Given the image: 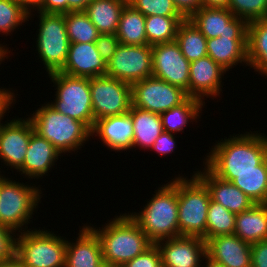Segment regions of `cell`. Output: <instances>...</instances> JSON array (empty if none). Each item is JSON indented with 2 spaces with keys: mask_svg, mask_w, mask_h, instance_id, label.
<instances>
[{
  "mask_svg": "<svg viewBox=\"0 0 267 267\" xmlns=\"http://www.w3.org/2000/svg\"><path fill=\"white\" fill-rule=\"evenodd\" d=\"M204 260H206V266H203L202 267H226L224 266L223 264L221 263H218V262H215L214 260L210 259L207 255L205 256Z\"/></svg>",
  "mask_w": 267,
  "mask_h": 267,
  "instance_id": "obj_51",
  "label": "cell"
},
{
  "mask_svg": "<svg viewBox=\"0 0 267 267\" xmlns=\"http://www.w3.org/2000/svg\"><path fill=\"white\" fill-rule=\"evenodd\" d=\"M129 113L134 126L133 147L149 149L163 132L160 114L131 105Z\"/></svg>",
  "mask_w": 267,
  "mask_h": 267,
  "instance_id": "obj_28",
  "label": "cell"
},
{
  "mask_svg": "<svg viewBox=\"0 0 267 267\" xmlns=\"http://www.w3.org/2000/svg\"><path fill=\"white\" fill-rule=\"evenodd\" d=\"M6 45H1L0 44V64L2 63V61L7 58V55L10 54V50H8V48L6 47ZM7 54V55H6Z\"/></svg>",
  "mask_w": 267,
  "mask_h": 267,
  "instance_id": "obj_52",
  "label": "cell"
},
{
  "mask_svg": "<svg viewBox=\"0 0 267 267\" xmlns=\"http://www.w3.org/2000/svg\"><path fill=\"white\" fill-rule=\"evenodd\" d=\"M178 224L180 236H196L206 242L207 213L210 193L194 174L190 179L177 177Z\"/></svg>",
  "mask_w": 267,
  "mask_h": 267,
  "instance_id": "obj_5",
  "label": "cell"
},
{
  "mask_svg": "<svg viewBox=\"0 0 267 267\" xmlns=\"http://www.w3.org/2000/svg\"><path fill=\"white\" fill-rule=\"evenodd\" d=\"M152 46L119 44L107 63L106 76L132 85L152 76Z\"/></svg>",
  "mask_w": 267,
  "mask_h": 267,
  "instance_id": "obj_12",
  "label": "cell"
},
{
  "mask_svg": "<svg viewBox=\"0 0 267 267\" xmlns=\"http://www.w3.org/2000/svg\"><path fill=\"white\" fill-rule=\"evenodd\" d=\"M39 14L36 50L49 74L60 72L68 56L70 41L66 31L65 14Z\"/></svg>",
  "mask_w": 267,
  "mask_h": 267,
  "instance_id": "obj_9",
  "label": "cell"
},
{
  "mask_svg": "<svg viewBox=\"0 0 267 267\" xmlns=\"http://www.w3.org/2000/svg\"><path fill=\"white\" fill-rule=\"evenodd\" d=\"M128 4L145 17L153 15L182 16L172 0H128Z\"/></svg>",
  "mask_w": 267,
  "mask_h": 267,
  "instance_id": "obj_38",
  "label": "cell"
},
{
  "mask_svg": "<svg viewBox=\"0 0 267 267\" xmlns=\"http://www.w3.org/2000/svg\"><path fill=\"white\" fill-rule=\"evenodd\" d=\"M207 55L227 72L238 63H246L247 36H219L207 39Z\"/></svg>",
  "mask_w": 267,
  "mask_h": 267,
  "instance_id": "obj_24",
  "label": "cell"
},
{
  "mask_svg": "<svg viewBox=\"0 0 267 267\" xmlns=\"http://www.w3.org/2000/svg\"><path fill=\"white\" fill-rule=\"evenodd\" d=\"M255 203H264L267 199V172L234 173L231 181Z\"/></svg>",
  "mask_w": 267,
  "mask_h": 267,
  "instance_id": "obj_35",
  "label": "cell"
},
{
  "mask_svg": "<svg viewBox=\"0 0 267 267\" xmlns=\"http://www.w3.org/2000/svg\"><path fill=\"white\" fill-rule=\"evenodd\" d=\"M162 256V267H202L206 242L196 236H177L156 243ZM201 259V260H200Z\"/></svg>",
  "mask_w": 267,
  "mask_h": 267,
  "instance_id": "obj_15",
  "label": "cell"
},
{
  "mask_svg": "<svg viewBox=\"0 0 267 267\" xmlns=\"http://www.w3.org/2000/svg\"><path fill=\"white\" fill-rule=\"evenodd\" d=\"M96 133V134H95ZM98 136L103 144L113 151L133 148L134 126L129 112L108 116L95 121L91 137Z\"/></svg>",
  "mask_w": 267,
  "mask_h": 267,
  "instance_id": "obj_20",
  "label": "cell"
},
{
  "mask_svg": "<svg viewBox=\"0 0 267 267\" xmlns=\"http://www.w3.org/2000/svg\"><path fill=\"white\" fill-rule=\"evenodd\" d=\"M94 123L96 120L129 112L131 85L108 76L90 78Z\"/></svg>",
  "mask_w": 267,
  "mask_h": 267,
  "instance_id": "obj_10",
  "label": "cell"
},
{
  "mask_svg": "<svg viewBox=\"0 0 267 267\" xmlns=\"http://www.w3.org/2000/svg\"><path fill=\"white\" fill-rule=\"evenodd\" d=\"M31 16V10L32 12H34L33 10L36 11V9L38 10L41 6H42V1L43 0H16Z\"/></svg>",
  "mask_w": 267,
  "mask_h": 267,
  "instance_id": "obj_48",
  "label": "cell"
},
{
  "mask_svg": "<svg viewBox=\"0 0 267 267\" xmlns=\"http://www.w3.org/2000/svg\"><path fill=\"white\" fill-rule=\"evenodd\" d=\"M172 180L155 190L141 212L129 214L153 244L180 236L177 178Z\"/></svg>",
  "mask_w": 267,
  "mask_h": 267,
  "instance_id": "obj_2",
  "label": "cell"
},
{
  "mask_svg": "<svg viewBox=\"0 0 267 267\" xmlns=\"http://www.w3.org/2000/svg\"><path fill=\"white\" fill-rule=\"evenodd\" d=\"M184 19L183 16L153 15L145 17L148 45L176 41L178 27Z\"/></svg>",
  "mask_w": 267,
  "mask_h": 267,
  "instance_id": "obj_32",
  "label": "cell"
},
{
  "mask_svg": "<svg viewBox=\"0 0 267 267\" xmlns=\"http://www.w3.org/2000/svg\"><path fill=\"white\" fill-rule=\"evenodd\" d=\"M116 36L123 45H148L145 16L127 3L121 12Z\"/></svg>",
  "mask_w": 267,
  "mask_h": 267,
  "instance_id": "obj_29",
  "label": "cell"
},
{
  "mask_svg": "<svg viewBox=\"0 0 267 267\" xmlns=\"http://www.w3.org/2000/svg\"><path fill=\"white\" fill-rule=\"evenodd\" d=\"M44 13H68V0H43L42 6L37 10Z\"/></svg>",
  "mask_w": 267,
  "mask_h": 267,
  "instance_id": "obj_45",
  "label": "cell"
},
{
  "mask_svg": "<svg viewBox=\"0 0 267 267\" xmlns=\"http://www.w3.org/2000/svg\"><path fill=\"white\" fill-rule=\"evenodd\" d=\"M226 70L216 63L208 55L190 63L189 89L186 91L188 97L204 101V96L209 98L220 95L223 87L222 76Z\"/></svg>",
  "mask_w": 267,
  "mask_h": 267,
  "instance_id": "obj_17",
  "label": "cell"
},
{
  "mask_svg": "<svg viewBox=\"0 0 267 267\" xmlns=\"http://www.w3.org/2000/svg\"><path fill=\"white\" fill-rule=\"evenodd\" d=\"M91 228L100 239L105 264L124 265L153 244L129 213L115 216L102 229Z\"/></svg>",
  "mask_w": 267,
  "mask_h": 267,
  "instance_id": "obj_3",
  "label": "cell"
},
{
  "mask_svg": "<svg viewBox=\"0 0 267 267\" xmlns=\"http://www.w3.org/2000/svg\"><path fill=\"white\" fill-rule=\"evenodd\" d=\"M213 146L203 165L223 180L231 182L234 173L267 172V136L262 133L225 137Z\"/></svg>",
  "mask_w": 267,
  "mask_h": 267,
  "instance_id": "obj_1",
  "label": "cell"
},
{
  "mask_svg": "<svg viewBox=\"0 0 267 267\" xmlns=\"http://www.w3.org/2000/svg\"><path fill=\"white\" fill-rule=\"evenodd\" d=\"M236 214L210 199L207 213L206 241L219 235L233 234Z\"/></svg>",
  "mask_w": 267,
  "mask_h": 267,
  "instance_id": "obj_34",
  "label": "cell"
},
{
  "mask_svg": "<svg viewBox=\"0 0 267 267\" xmlns=\"http://www.w3.org/2000/svg\"><path fill=\"white\" fill-rule=\"evenodd\" d=\"M230 0H201L202 7L206 8H227Z\"/></svg>",
  "mask_w": 267,
  "mask_h": 267,
  "instance_id": "obj_49",
  "label": "cell"
},
{
  "mask_svg": "<svg viewBox=\"0 0 267 267\" xmlns=\"http://www.w3.org/2000/svg\"><path fill=\"white\" fill-rule=\"evenodd\" d=\"M203 169L204 172L196 171L194 174L206 185L212 201L221 204L236 215L250 209L255 204L232 182L215 176L206 166Z\"/></svg>",
  "mask_w": 267,
  "mask_h": 267,
  "instance_id": "obj_19",
  "label": "cell"
},
{
  "mask_svg": "<svg viewBox=\"0 0 267 267\" xmlns=\"http://www.w3.org/2000/svg\"><path fill=\"white\" fill-rule=\"evenodd\" d=\"M175 8L185 18L189 19L201 7V0H172Z\"/></svg>",
  "mask_w": 267,
  "mask_h": 267,
  "instance_id": "obj_44",
  "label": "cell"
},
{
  "mask_svg": "<svg viewBox=\"0 0 267 267\" xmlns=\"http://www.w3.org/2000/svg\"><path fill=\"white\" fill-rule=\"evenodd\" d=\"M248 66L267 77V16L247 25Z\"/></svg>",
  "mask_w": 267,
  "mask_h": 267,
  "instance_id": "obj_27",
  "label": "cell"
},
{
  "mask_svg": "<svg viewBox=\"0 0 267 267\" xmlns=\"http://www.w3.org/2000/svg\"><path fill=\"white\" fill-rule=\"evenodd\" d=\"M132 106L161 114L183 103L188 95L182 88L154 76L131 85Z\"/></svg>",
  "mask_w": 267,
  "mask_h": 267,
  "instance_id": "obj_11",
  "label": "cell"
},
{
  "mask_svg": "<svg viewBox=\"0 0 267 267\" xmlns=\"http://www.w3.org/2000/svg\"><path fill=\"white\" fill-rule=\"evenodd\" d=\"M16 231L0 224V262L16 256ZM15 234V235H14ZM15 236V237H14Z\"/></svg>",
  "mask_w": 267,
  "mask_h": 267,
  "instance_id": "obj_40",
  "label": "cell"
},
{
  "mask_svg": "<svg viewBox=\"0 0 267 267\" xmlns=\"http://www.w3.org/2000/svg\"><path fill=\"white\" fill-rule=\"evenodd\" d=\"M65 24L70 43H93L100 35L84 12L66 13Z\"/></svg>",
  "mask_w": 267,
  "mask_h": 267,
  "instance_id": "obj_33",
  "label": "cell"
},
{
  "mask_svg": "<svg viewBox=\"0 0 267 267\" xmlns=\"http://www.w3.org/2000/svg\"><path fill=\"white\" fill-rule=\"evenodd\" d=\"M101 267H123V265L103 264Z\"/></svg>",
  "mask_w": 267,
  "mask_h": 267,
  "instance_id": "obj_53",
  "label": "cell"
},
{
  "mask_svg": "<svg viewBox=\"0 0 267 267\" xmlns=\"http://www.w3.org/2000/svg\"><path fill=\"white\" fill-rule=\"evenodd\" d=\"M152 76L184 91L189 89L190 62L176 41L152 45Z\"/></svg>",
  "mask_w": 267,
  "mask_h": 267,
  "instance_id": "obj_13",
  "label": "cell"
},
{
  "mask_svg": "<svg viewBox=\"0 0 267 267\" xmlns=\"http://www.w3.org/2000/svg\"><path fill=\"white\" fill-rule=\"evenodd\" d=\"M205 105L199 99L188 97L183 103L178 106L172 107L168 111L160 114L163 131L169 133L181 132L187 124L197 120L200 116V111Z\"/></svg>",
  "mask_w": 267,
  "mask_h": 267,
  "instance_id": "obj_30",
  "label": "cell"
},
{
  "mask_svg": "<svg viewBox=\"0 0 267 267\" xmlns=\"http://www.w3.org/2000/svg\"><path fill=\"white\" fill-rule=\"evenodd\" d=\"M189 20L206 39L219 36H247L248 23L242 18L235 17L227 8L201 7Z\"/></svg>",
  "mask_w": 267,
  "mask_h": 267,
  "instance_id": "obj_16",
  "label": "cell"
},
{
  "mask_svg": "<svg viewBox=\"0 0 267 267\" xmlns=\"http://www.w3.org/2000/svg\"><path fill=\"white\" fill-rule=\"evenodd\" d=\"M31 117L34 132L49 141L60 154L78 150L91 136V130L81 121L62 114L49 102Z\"/></svg>",
  "mask_w": 267,
  "mask_h": 267,
  "instance_id": "obj_4",
  "label": "cell"
},
{
  "mask_svg": "<svg viewBox=\"0 0 267 267\" xmlns=\"http://www.w3.org/2000/svg\"><path fill=\"white\" fill-rule=\"evenodd\" d=\"M107 63L101 58L93 43H70L64 74L75 77L94 78L106 76Z\"/></svg>",
  "mask_w": 267,
  "mask_h": 267,
  "instance_id": "obj_18",
  "label": "cell"
},
{
  "mask_svg": "<svg viewBox=\"0 0 267 267\" xmlns=\"http://www.w3.org/2000/svg\"><path fill=\"white\" fill-rule=\"evenodd\" d=\"M29 18V13L16 0H0V32L8 35Z\"/></svg>",
  "mask_w": 267,
  "mask_h": 267,
  "instance_id": "obj_36",
  "label": "cell"
},
{
  "mask_svg": "<svg viewBox=\"0 0 267 267\" xmlns=\"http://www.w3.org/2000/svg\"><path fill=\"white\" fill-rule=\"evenodd\" d=\"M76 242L67 240L65 267H101L102 246L99 237L89 225H84Z\"/></svg>",
  "mask_w": 267,
  "mask_h": 267,
  "instance_id": "obj_22",
  "label": "cell"
},
{
  "mask_svg": "<svg viewBox=\"0 0 267 267\" xmlns=\"http://www.w3.org/2000/svg\"><path fill=\"white\" fill-rule=\"evenodd\" d=\"M15 101L14 92L12 93L8 89L0 88V121H2L6 111L10 109L11 104H13Z\"/></svg>",
  "mask_w": 267,
  "mask_h": 267,
  "instance_id": "obj_46",
  "label": "cell"
},
{
  "mask_svg": "<svg viewBox=\"0 0 267 267\" xmlns=\"http://www.w3.org/2000/svg\"><path fill=\"white\" fill-rule=\"evenodd\" d=\"M61 156L60 152L45 138L34 131L28 144L22 167L18 170L25 177L35 179L48 173Z\"/></svg>",
  "mask_w": 267,
  "mask_h": 267,
  "instance_id": "obj_23",
  "label": "cell"
},
{
  "mask_svg": "<svg viewBox=\"0 0 267 267\" xmlns=\"http://www.w3.org/2000/svg\"><path fill=\"white\" fill-rule=\"evenodd\" d=\"M123 267H162L161 252L156 244H152L143 253L126 262Z\"/></svg>",
  "mask_w": 267,
  "mask_h": 267,
  "instance_id": "obj_39",
  "label": "cell"
},
{
  "mask_svg": "<svg viewBox=\"0 0 267 267\" xmlns=\"http://www.w3.org/2000/svg\"><path fill=\"white\" fill-rule=\"evenodd\" d=\"M251 267H267V239L251 245Z\"/></svg>",
  "mask_w": 267,
  "mask_h": 267,
  "instance_id": "obj_43",
  "label": "cell"
},
{
  "mask_svg": "<svg viewBox=\"0 0 267 267\" xmlns=\"http://www.w3.org/2000/svg\"><path fill=\"white\" fill-rule=\"evenodd\" d=\"M176 42L190 63L207 55V39L189 19L179 25Z\"/></svg>",
  "mask_w": 267,
  "mask_h": 267,
  "instance_id": "obj_31",
  "label": "cell"
},
{
  "mask_svg": "<svg viewBox=\"0 0 267 267\" xmlns=\"http://www.w3.org/2000/svg\"><path fill=\"white\" fill-rule=\"evenodd\" d=\"M119 44L116 34H100L95 41L96 49L106 63L113 57Z\"/></svg>",
  "mask_w": 267,
  "mask_h": 267,
  "instance_id": "obj_41",
  "label": "cell"
},
{
  "mask_svg": "<svg viewBox=\"0 0 267 267\" xmlns=\"http://www.w3.org/2000/svg\"><path fill=\"white\" fill-rule=\"evenodd\" d=\"M228 9L249 23L267 16V0H230Z\"/></svg>",
  "mask_w": 267,
  "mask_h": 267,
  "instance_id": "obj_37",
  "label": "cell"
},
{
  "mask_svg": "<svg viewBox=\"0 0 267 267\" xmlns=\"http://www.w3.org/2000/svg\"><path fill=\"white\" fill-rule=\"evenodd\" d=\"M22 119H12L6 124L0 121V159L17 172L22 167L34 131L31 121Z\"/></svg>",
  "mask_w": 267,
  "mask_h": 267,
  "instance_id": "obj_14",
  "label": "cell"
},
{
  "mask_svg": "<svg viewBox=\"0 0 267 267\" xmlns=\"http://www.w3.org/2000/svg\"><path fill=\"white\" fill-rule=\"evenodd\" d=\"M57 86L55 100L49 103L58 112L83 122L90 130L94 126L90 78L56 72L48 75Z\"/></svg>",
  "mask_w": 267,
  "mask_h": 267,
  "instance_id": "obj_8",
  "label": "cell"
},
{
  "mask_svg": "<svg viewBox=\"0 0 267 267\" xmlns=\"http://www.w3.org/2000/svg\"><path fill=\"white\" fill-rule=\"evenodd\" d=\"M40 191L35 185L31 187L0 174V224L17 232L25 231L38 208Z\"/></svg>",
  "mask_w": 267,
  "mask_h": 267,
  "instance_id": "obj_7",
  "label": "cell"
},
{
  "mask_svg": "<svg viewBox=\"0 0 267 267\" xmlns=\"http://www.w3.org/2000/svg\"><path fill=\"white\" fill-rule=\"evenodd\" d=\"M176 141L174 134L163 131L155 140L152 150H155L160 156L174 152Z\"/></svg>",
  "mask_w": 267,
  "mask_h": 267,
  "instance_id": "obj_42",
  "label": "cell"
},
{
  "mask_svg": "<svg viewBox=\"0 0 267 267\" xmlns=\"http://www.w3.org/2000/svg\"><path fill=\"white\" fill-rule=\"evenodd\" d=\"M16 234V257L23 267H65L67 241L63 237L36 228Z\"/></svg>",
  "mask_w": 267,
  "mask_h": 267,
  "instance_id": "obj_6",
  "label": "cell"
},
{
  "mask_svg": "<svg viewBox=\"0 0 267 267\" xmlns=\"http://www.w3.org/2000/svg\"><path fill=\"white\" fill-rule=\"evenodd\" d=\"M128 0H92L84 13L100 34H116L120 15Z\"/></svg>",
  "mask_w": 267,
  "mask_h": 267,
  "instance_id": "obj_26",
  "label": "cell"
},
{
  "mask_svg": "<svg viewBox=\"0 0 267 267\" xmlns=\"http://www.w3.org/2000/svg\"><path fill=\"white\" fill-rule=\"evenodd\" d=\"M206 255L226 267H251V244L234 233L209 238Z\"/></svg>",
  "mask_w": 267,
  "mask_h": 267,
  "instance_id": "obj_21",
  "label": "cell"
},
{
  "mask_svg": "<svg viewBox=\"0 0 267 267\" xmlns=\"http://www.w3.org/2000/svg\"><path fill=\"white\" fill-rule=\"evenodd\" d=\"M234 234L246 243L267 239V206L255 203L250 209L236 215Z\"/></svg>",
  "mask_w": 267,
  "mask_h": 267,
  "instance_id": "obj_25",
  "label": "cell"
},
{
  "mask_svg": "<svg viewBox=\"0 0 267 267\" xmlns=\"http://www.w3.org/2000/svg\"><path fill=\"white\" fill-rule=\"evenodd\" d=\"M0 267H23L20 260L15 256L14 258L0 262Z\"/></svg>",
  "mask_w": 267,
  "mask_h": 267,
  "instance_id": "obj_50",
  "label": "cell"
},
{
  "mask_svg": "<svg viewBox=\"0 0 267 267\" xmlns=\"http://www.w3.org/2000/svg\"><path fill=\"white\" fill-rule=\"evenodd\" d=\"M92 0H68V13L69 12H84L87 5Z\"/></svg>",
  "mask_w": 267,
  "mask_h": 267,
  "instance_id": "obj_47",
  "label": "cell"
}]
</instances>
